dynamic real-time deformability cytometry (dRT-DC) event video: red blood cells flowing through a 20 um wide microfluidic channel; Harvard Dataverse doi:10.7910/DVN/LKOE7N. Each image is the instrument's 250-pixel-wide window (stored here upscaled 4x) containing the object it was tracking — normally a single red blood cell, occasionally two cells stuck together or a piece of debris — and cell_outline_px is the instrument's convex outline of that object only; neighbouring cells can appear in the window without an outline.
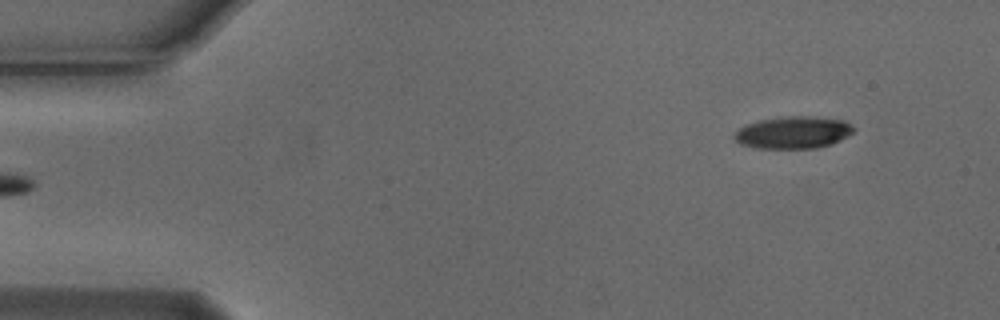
{"species": "Egyptian fruit bat (a non-hibernating species)", "species_latin": "Rousettus aegyptiacus", "temperature_condition": "cold", "stored_images_in_passage": 5, "camera_frame_rate_fps": 3000, "um_per_image_px": 0.085, "animal": {"sex": "male"}, "frame": {"image": 1, "passage_image": 5, "time_ms": 1.333, "image_size_px": [1000, 320], "cell_outline_px": [[856, 128], [848, 136], [832, 144], [816, 148], [756, 148], [740, 144], [732, 136], [740, 128], [748, 124], [760, 120], [784, 116], [812, 116], [844, 120]], "centroid_in_image_um": [67.45, 11.26], "position_along_channel_um": 17.6, "area_um2": 22.37}}